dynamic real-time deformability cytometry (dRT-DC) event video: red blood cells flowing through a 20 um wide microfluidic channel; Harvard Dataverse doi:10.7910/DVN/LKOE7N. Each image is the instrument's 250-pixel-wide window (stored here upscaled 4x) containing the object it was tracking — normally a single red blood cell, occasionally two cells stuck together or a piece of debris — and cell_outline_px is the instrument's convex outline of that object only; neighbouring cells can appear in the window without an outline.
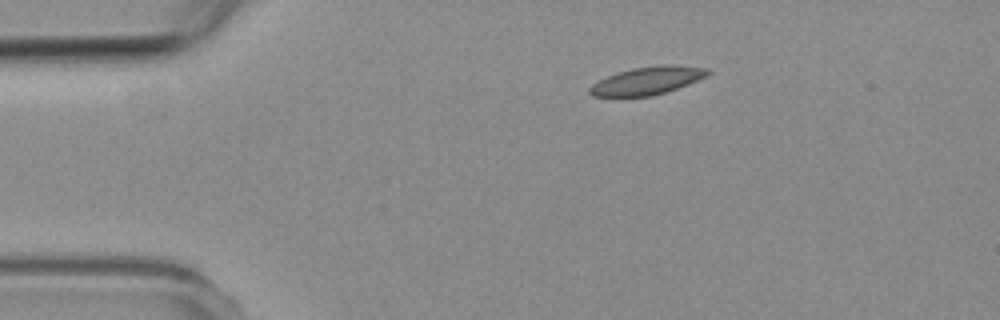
{"species": "common noctule bat (a hibernating species)", "species_latin": "Nyctalus noctula", "temperature_condition": "room temperature", "stored_images_in_passage": 3, "camera_frame_rate_fps": 3000, "um_per_image_px": 0.085, "animal": {"sex": "female", "body_mass_g": 19.3, "forearm_length_mm": 54.1}, "frame": {"image": 1, "passage_image": 1, "time_ms": 0.0, "image_size_px": [1000, 320], "cell_outline_px": [[712, 72], [708, 76], [688, 84], [652, 96], [592, 96], [588, 92], [588, 88], [592, 84], [608, 76], [632, 68], [668, 64], [708, 68]], "centroid_in_image_um": [55.05, 6.85], "position_along_channel_um": 30.0, "area_um2": 18.96}}
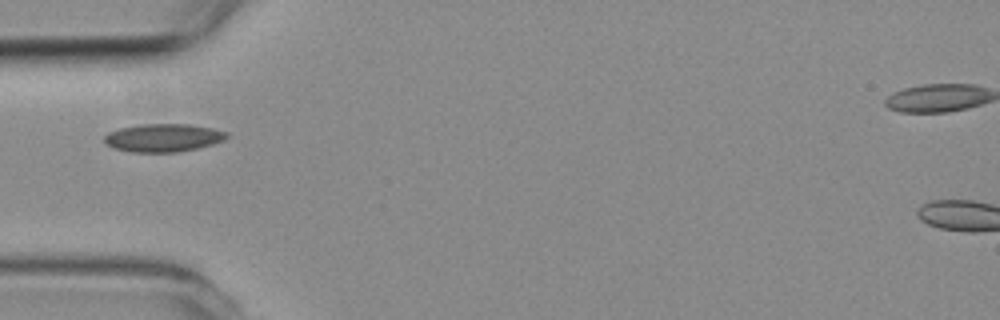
{"frame": {"image": 2, "passage_image": 3, "time_ms": 2.333, "image_size_px": [1000, 320], "cell_outline_px": [[228, 136], [224, 140], [212, 144], [196, 148], [176, 152], [132, 152], [116, 148], [108, 144], [104, 140], [104, 136], [108, 132], [120, 128], [140, 124], [188, 124], [212, 128], [228, 132]], "centroid_in_image_um": [13.89, 11.7], "position_along_channel_um": 71.1, "area_um2": 19.83}}